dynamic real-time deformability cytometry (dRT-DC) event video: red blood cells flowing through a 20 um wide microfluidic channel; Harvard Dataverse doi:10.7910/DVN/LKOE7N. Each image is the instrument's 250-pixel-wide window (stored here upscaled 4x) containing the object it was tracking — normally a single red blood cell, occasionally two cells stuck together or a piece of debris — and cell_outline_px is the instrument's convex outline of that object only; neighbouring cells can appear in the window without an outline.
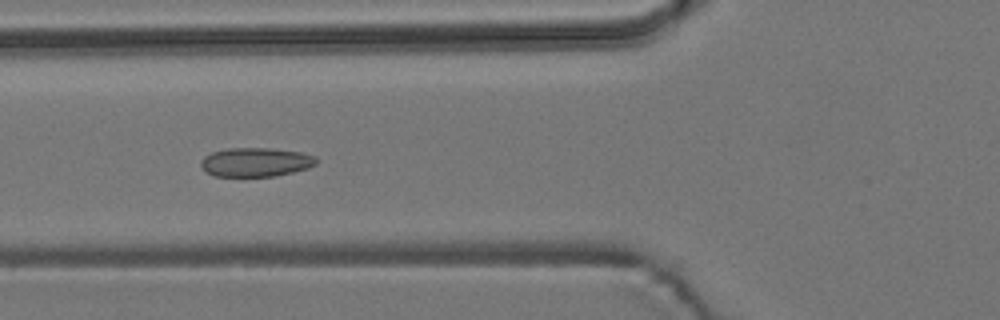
{"species": "common noctule bat (a hibernating species)", "species_latin": "Nyctalus noctula", "temperature_condition": "room temperature", "stored_images_in_passage": 5, "camera_frame_rate_fps": 3000, "um_per_image_px": 0.085, "animal": {"sex": "male", "body_mass_g": 19.2, "forearm_length_mm": 51.8}, "frame": {"image": 1, "passage_image": 5, "time_ms": 4.333, "image_size_px": [1000, 320], "cell_outline_px": [[316, 164], [308, 168], [276, 176], [212, 176], [200, 164], [200, 160], [204, 156], [212, 152], [228, 148], [268, 148], [300, 152], [316, 156]], "centroid_in_image_um": [21.73, 13.78], "position_along_channel_um": 104.1, "area_um2": 19.42}}